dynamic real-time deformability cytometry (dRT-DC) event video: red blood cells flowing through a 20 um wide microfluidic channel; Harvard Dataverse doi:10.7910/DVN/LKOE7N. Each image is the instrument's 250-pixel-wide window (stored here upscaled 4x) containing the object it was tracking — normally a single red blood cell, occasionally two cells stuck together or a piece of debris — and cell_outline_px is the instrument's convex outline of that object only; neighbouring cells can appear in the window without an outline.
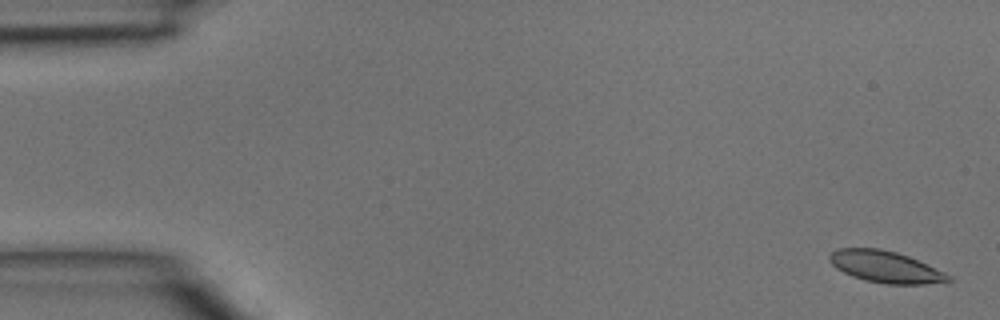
{"species": "common noctule bat (a hibernating species)", "species_latin": "Nyctalus noctula", "temperature_condition": "room temperature", "stored_images_in_passage": 3, "camera_frame_rate_fps": 3000, "um_per_image_px": 0.085, "animal": {"sex": "male", "body_mass_g": 15.6}, "frame": {"image": 1, "passage_image": 1, "time_ms": 0.0, "image_size_px": [1000, 320], "cell_outline_px": [[952, 280], [924, 284], [884, 284], [864, 280], [852, 276], [836, 268], [828, 260], [828, 256], [836, 248], [880, 248], [896, 252], [908, 256], [944, 272], [952, 276]], "centroid_in_image_um": [75.23, 22.68], "position_along_channel_um": 9.8, "area_um2": 21.85}}
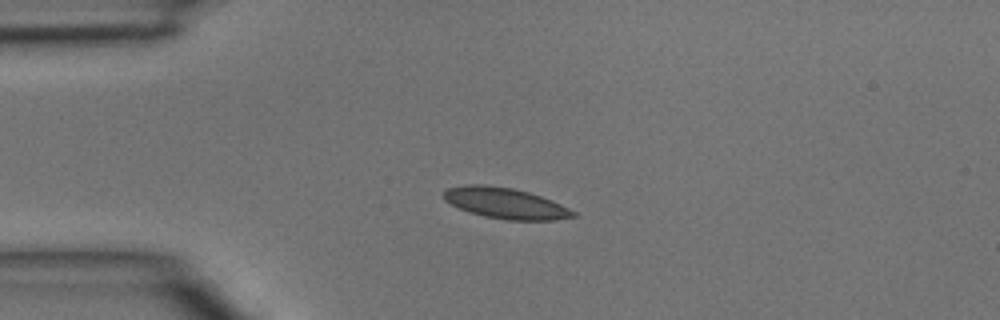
{"frame": {"image": 2, "passage_image": 3, "time_ms": 0.667, "image_size_px": [1000, 320], "cell_outline_px": [[576, 216], [556, 220], [508, 220], [484, 216], [468, 212], [444, 200], [444, 192], [448, 188], [464, 184], [484, 184], [512, 188], [528, 192], [552, 200], [576, 212]], "centroid_in_image_um": [42.96, 17.27], "position_along_channel_um": 42.0, "area_um2": 23.18}}